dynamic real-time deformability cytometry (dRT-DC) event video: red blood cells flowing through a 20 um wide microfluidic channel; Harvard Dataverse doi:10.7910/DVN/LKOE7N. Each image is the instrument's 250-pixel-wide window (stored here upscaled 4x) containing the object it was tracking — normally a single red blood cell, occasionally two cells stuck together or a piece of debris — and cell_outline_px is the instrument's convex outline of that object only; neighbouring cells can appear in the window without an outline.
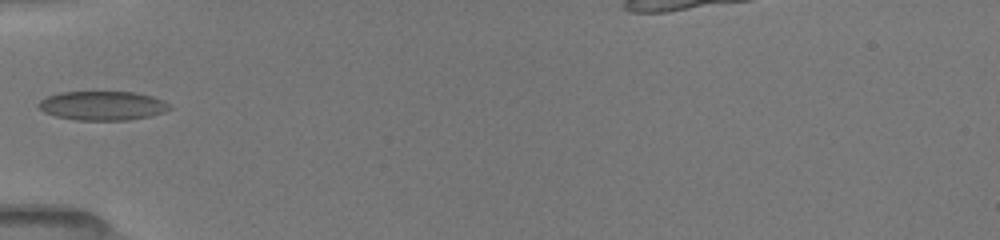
{"species": "common noctule bat (a hibernating species)", "species_latin": "Nyctalus noctula", "temperature_condition": "room temperature", "stored_images_in_passage": 25, "camera_frame_rate_fps": 3000, "um_per_image_px": 0.085, "animal": {"sex": "female", "body_mass_g": 19.5, "forearm_length_mm": 54.1}, "frame": {"image": 1, "passage_image": 1, "time_ms": 0.0, "image_size_px": [1000, 240], "cell_outline_px": [[172, 108], [164, 112], [148, 116], [128, 120], [76, 120], [56, 116], [44, 112], [36, 104], [40, 100], [48, 96], [60, 92], [136, 92], [152, 96], [164, 100]], "centroid_in_image_um": [8.71, 8.98], "position_along_channel_um": 76.3, "area_um2": 22.2}}
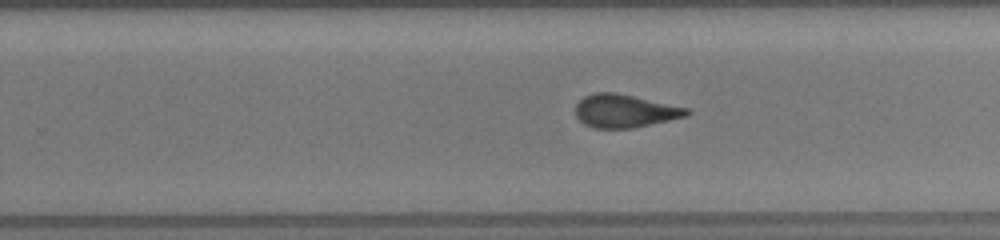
{"frame": {"image": 2, "passage_image": 11, "time_ms": 5.0, "image_size_px": [1000, 240], "cell_outline_px": [[692, 112], [688, 116], [632, 128], [592, 128], [584, 124], [576, 116], [576, 104], [584, 96], [596, 92], [616, 92], [688, 108]], "centroid_in_image_um": [53.1, 9.43], "position_along_channel_um": 276.7, "area_um2": 21.44}}
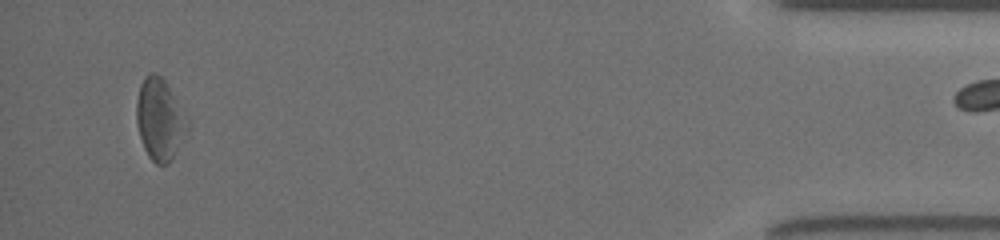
{"frame": {"image": 3, "passage_image": 24, "time_ms": 10.333, "image_size_px": [1000, 240], "cell_outline_px": [[188, 132], [168, 164], [156, 164], [148, 156], [144, 148], [140, 136], [136, 120], [136, 100], [140, 84], [144, 76], [152, 72], [156, 72], [164, 80], [188, 120]], "centroid_in_image_um": [13.56, 10.15], "position_along_channel_um": 421.6, "area_um2": 23.99}}